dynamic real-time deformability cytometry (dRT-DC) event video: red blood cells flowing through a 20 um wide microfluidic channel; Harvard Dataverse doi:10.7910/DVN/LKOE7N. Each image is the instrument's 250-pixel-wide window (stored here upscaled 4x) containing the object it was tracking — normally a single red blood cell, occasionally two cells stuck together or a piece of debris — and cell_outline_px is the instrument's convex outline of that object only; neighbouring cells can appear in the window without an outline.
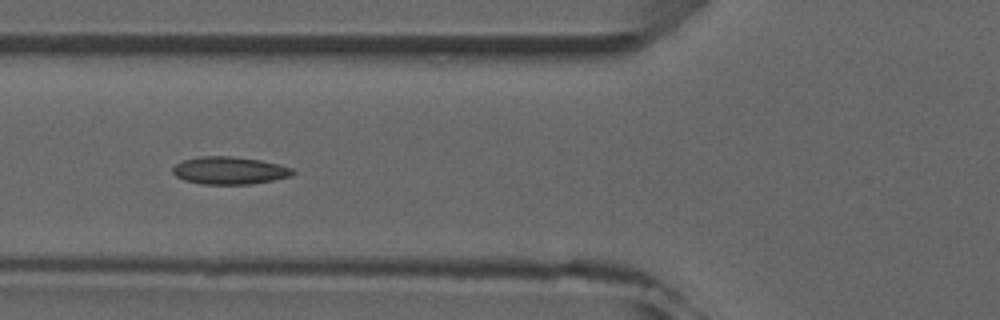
{"species": "common noctule bat (a hibernating species)", "species_latin": "Nyctalus noctula", "temperature_condition": "room temperature", "stored_images_in_passage": 8, "camera_frame_rate_fps": 3000, "um_per_image_px": 0.085, "animal": {"sex": "male", "forearm_length_mm": 52.5}, "frame": {"image": 1, "passage_image": 6, "time_ms": 5.667, "image_size_px": [1000, 320], "cell_outline_px": [[296, 172], [292, 176], [252, 184], [200, 184], [184, 180], [176, 176], [172, 172], [172, 168], [176, 164], [184, 160], [200, 156], [232, 156], [260, 160], [280, 164], [292, 168]], "centroid_in_image_um": [19.52, 14.49], "position_along_channel_um": 106.3, "area_um2": 19.36}}
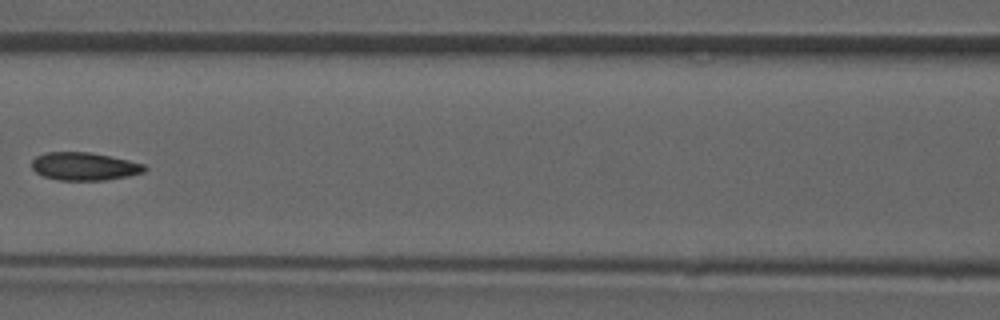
{"frame": {"image": 2, "passage_image": 7, "time_ms": 7.0, "image_size_px": [1000, 320], "cell_outline_px": [[148, 168], [144, 172], [128, 176], [104, 180], [60, 180], [44, 176], [36, 172], [32, 168], [32, 160], [36, 156], [44, 152], [88, 152], [128, 160], [144, 164]], "centroid_in_image_um": [7.16, 14.14], "position_along_channel_um": 159.4, "area_um2": 18.26}}